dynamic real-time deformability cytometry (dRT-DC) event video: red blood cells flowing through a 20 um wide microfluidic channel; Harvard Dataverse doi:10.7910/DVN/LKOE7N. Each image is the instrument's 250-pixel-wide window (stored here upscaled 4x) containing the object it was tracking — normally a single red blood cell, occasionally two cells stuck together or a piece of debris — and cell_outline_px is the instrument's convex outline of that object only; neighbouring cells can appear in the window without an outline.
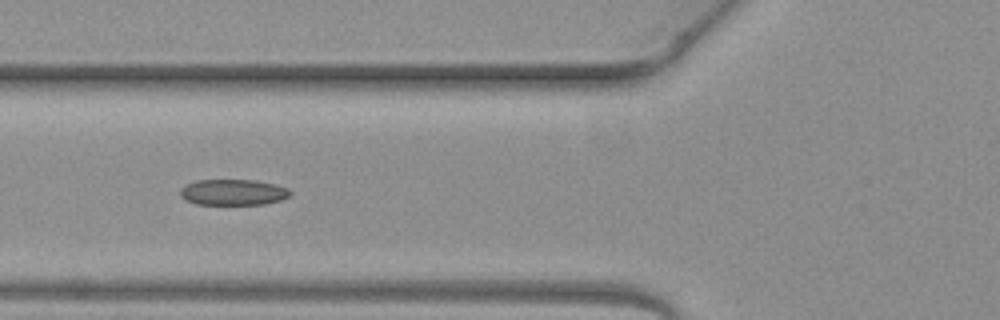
{"species": "common noctule bat (a hibernating species)", "species_latin": "Nyctalus noctula", "temperature_condition": "warm", "stored_images_in_passage": 6, "camera_frame_rate_fps": 3000, "um_per_image_px": 0.085, "animal": {"sex": "female", "body_mass_g": 19.3, "forearm_length_mm": 54.1}, "frame": {"image": 1, "passage_image": 5, "time_ms": 1.333, "image_size_px": [1000, 320], "cell_outline_px": [[292, 192], [284, 200], [264, 204], [196, 204], [180, 196], [180, 188], [196, 180], [256, 180], [288, 188]], "centroid_in_image_um": [19.84, 16.34], "position_along_channel_um": 106.0, "area_um2": 16.53}}
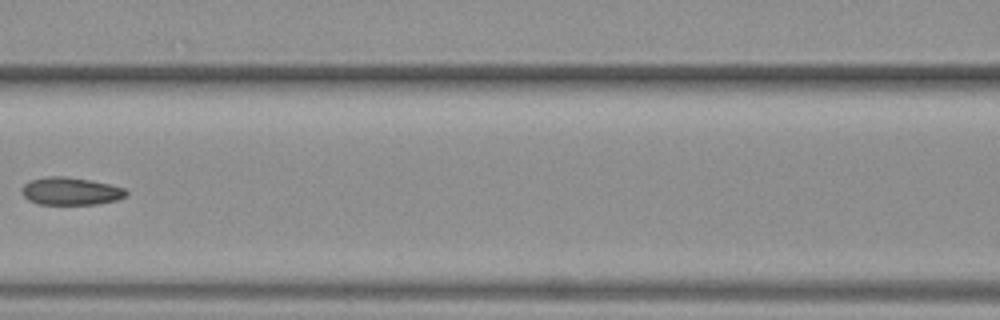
{"frame": {"image": 2, "passage_image": 6, "time_ms": 1.667, "image_size_px": [1000, 320], "cell_outline_px": [[128, 192], [124, 196], [116, 200], [96, 204], [40, 204], [28, 200], [20, 192], [24, 184], [32, 180], [48, 176], [64, 176], [88, 180], [108, 184], [124, 188]], "centroid_in_image_um": [5.97, 16.25], "position_along_channel_um": 160.6, "area_um2": 16.59}}